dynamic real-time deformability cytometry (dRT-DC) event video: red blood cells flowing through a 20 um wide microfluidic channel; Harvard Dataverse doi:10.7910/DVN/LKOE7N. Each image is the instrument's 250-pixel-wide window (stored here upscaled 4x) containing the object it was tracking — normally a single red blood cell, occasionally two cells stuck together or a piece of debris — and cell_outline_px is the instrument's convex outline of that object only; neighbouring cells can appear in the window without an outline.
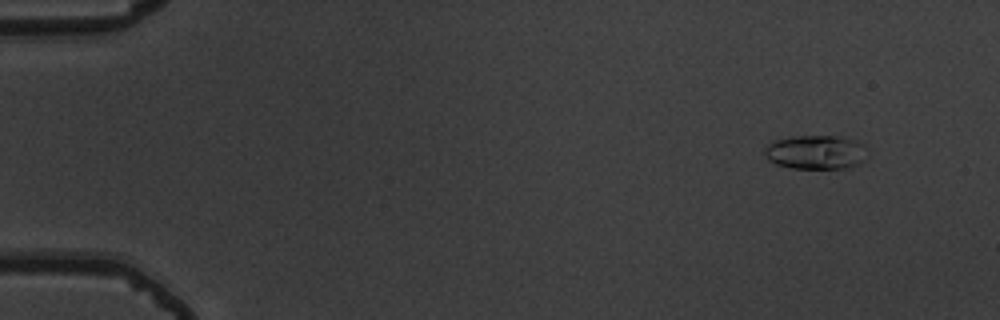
{"species": "common noctule bat (a hibernating species)", "species_latin": "Nyctalus noctula", "temperature_condition": "warm", "stored_images_in_passage": 51, "camera_frame_rate_fps": 3000, "um_per_image_px": 0.085, "animal": {"sex": "male", "body_mass_g": 19.5, "forearm_length_mm": 54.6}, "frame": {"image": 1, "passage_image": 1, "time_ms": 0.0, "image_size_px": [1000, 320], "cell_outline_px": [[868, 156], [860, 164], [848, 168], [792, 168], [776, 164], [768, 160], [764, 152], [764, 148], [768, 144], [776, 140], [796, 136], [844, 136], [856, 140], [864, 144]], "centroid_in_image_um": [69.4, 12.93], "position_along_channel_um": 15.6, "area_um2": 20.63}}
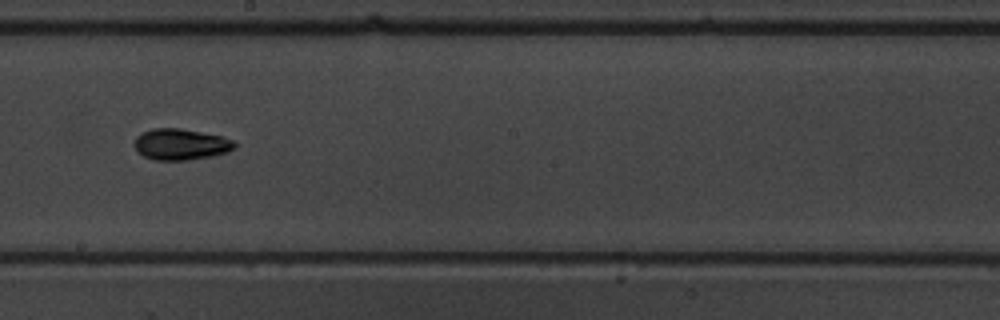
{"frame": {"image": 2, "passage_image": 28, "time_ms": 9.0, "image_size_px": [1000, 320], "cell_outline_px": [[236, 144], [228, 152], [212, 156], [184, 160], [156, 160], [144, 156], [132, 144], [136, 136], [140, 132], [152, 128], [180, 128], [220, 136], [232, 140]], "centroid_in_image_um": [15.31, 12.26], "position_along_channel_um": 232.9, "area_um2": 18.09}}
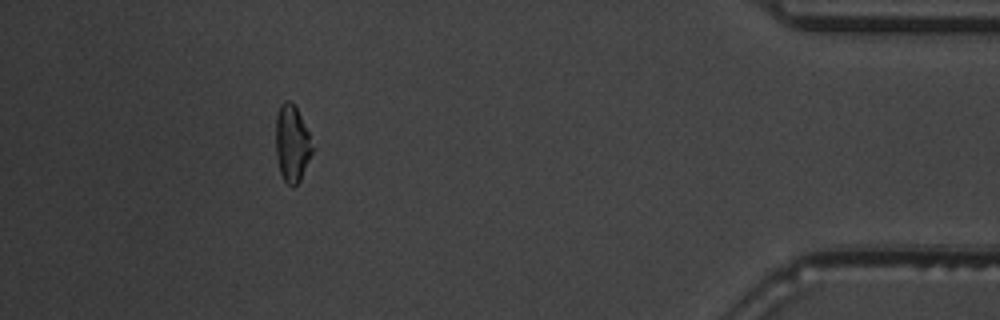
{"frame": {"image": 3, "passage_image": 46, "time_ms": 15.0, "image_size_px": [1000, 320], "cell_outline_px": [[312, 152], [300, 180], [292, 188], [284, 180], [280, 172], [276, 152], [276, 116], [280, 104], [284, 100], [288, 100], [296, 108], [308, 132], [312, 148]], "centroid_in_image_um": [24.79, 12.2], "position_along_channel_um": 410.4, "area_um2": 15.95}, "authors_computed_cell_mechanics": {"area_um2": 16.9932, "velocity_mm_per_s": 3.7822, "shape_relaxation_time_tau1_ms": 2.6858, "shape_relaxation_time_tau2_ms": 9.7894, "deformation_change_tau1": 0.1181, "deformation_change_tau2": 0.1504}}